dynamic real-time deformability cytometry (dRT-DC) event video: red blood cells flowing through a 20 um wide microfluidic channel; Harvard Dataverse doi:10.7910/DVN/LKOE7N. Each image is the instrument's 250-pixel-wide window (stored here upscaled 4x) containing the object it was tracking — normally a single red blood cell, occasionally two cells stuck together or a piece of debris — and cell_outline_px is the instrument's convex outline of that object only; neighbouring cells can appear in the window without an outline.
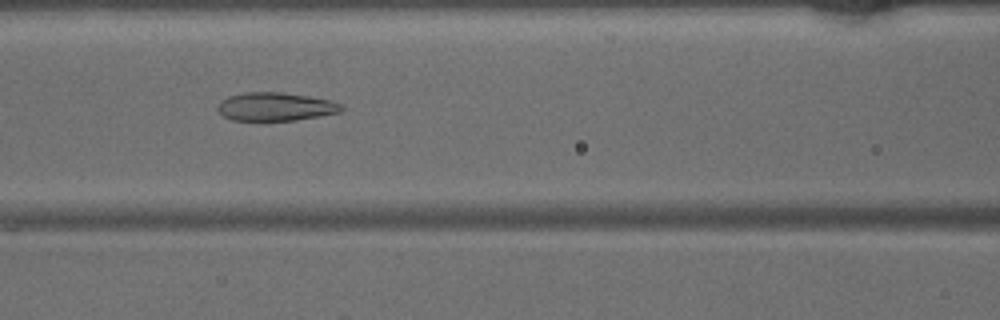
{"species": "common noctule bat (a hibernating species)", "species_latin": "Nyctalus noctula", "temperature_condition": "warm", "stored_images_in_passage": 39, "camera_frame_rate_fps": 3000, "um_per_image_px": 0.085, "animal": {"sex": "male", "body_mass_g": 15.6}, "frame": {"image": 1, "passage_image": 20, "time_ms": 6.333, "image_size_px": [1000, 320], "cell_outline_px": [[344, 108], [340, 112], [320, 116], [296, 120], [232, 120], [224, 116], [216, 108], [220, 100], [228, 96], [244, 92], [280, 92], [308, 96], [328, 100], [340, 104]], "centroid_in_image_um": [23.38, 9.06], "position_along_channel_um": 143.2, "area_um2": 20.35}}
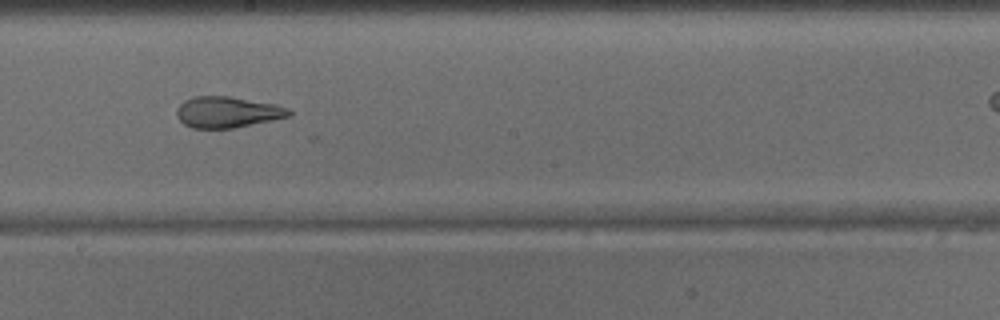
{"frame": {"image": 2, "passage_image": 26, "time_ms": 8.333, "image_size_px": [1000, 320], "cell_outline_px": [[292, 116], [232, 128], [192, 128], [184, 124], [176, 116], [176, 108], [184, 100], [192, 96], [228, 96], [276, 104], [288, 108], [292, 112]], "centroid_in_image_um": [19.31, 9.52], "position_along_channel_um": 228.9, "area_um2": 20.4}}
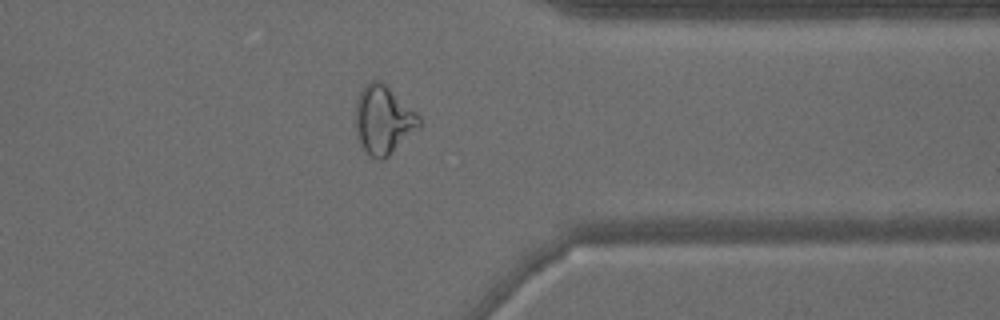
{"frame": {"image": 3, "passage_image": 37, "time_ms": 12.0, "image_size_px": [1000, 320], "cell_outline_px": [[420, 128], [384, 160], [376, 160], [360, 144], [356, 136], [356, 100], [364, 84], [372, 80], [380, 80], [416, 112], [420, 116]], "centroid_in_image_um": [32.58, 10.2], "position_along_channel_um": 378.8, "area_um2": 25.37}}